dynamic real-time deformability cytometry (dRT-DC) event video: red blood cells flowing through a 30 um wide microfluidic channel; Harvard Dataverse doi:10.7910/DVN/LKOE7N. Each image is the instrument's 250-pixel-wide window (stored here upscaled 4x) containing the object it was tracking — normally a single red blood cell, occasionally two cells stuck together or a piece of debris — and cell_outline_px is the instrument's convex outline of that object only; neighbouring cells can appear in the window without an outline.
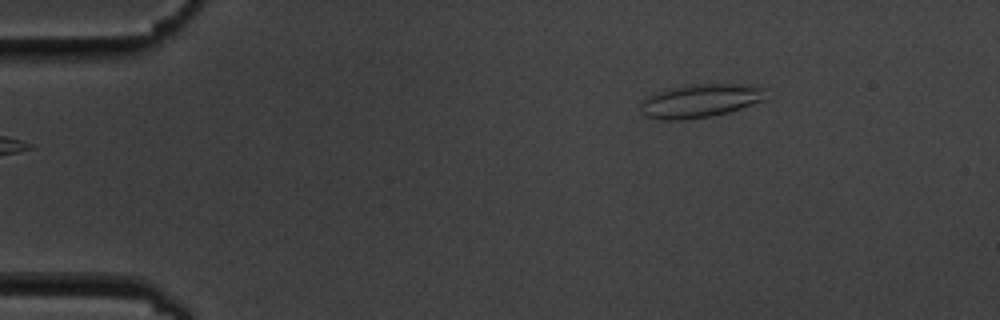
{"species": "common noctule bat (a hibernating species)", "species_latin": "Nyctalus noctula", "temperature_condition": "cold", "stored_images_in_passage": 10, "camera_frame_rate_fps": 3000, "um_per_image_px": 0.085, "animal": {"sex": "male", "body_mass_g": 19.5, "forearm_length_mm": 54.6}, "frame": {"image": 1, "passage_image": 1, "time_ms": 0.0, "image_size_px": [1000, 320], "cell_outline_px": [[768, 100], [728, 112], [712, 116], [684, 120], [660, 120], [644, 116], [640, 108], [644, 96], [652, 92], [684, 84], [736, 84], [764, 88]], "centroid_in_image_um": [59.47, 8.57], "position_along_channel_um": 25.5, "area_um2": 24.97}}
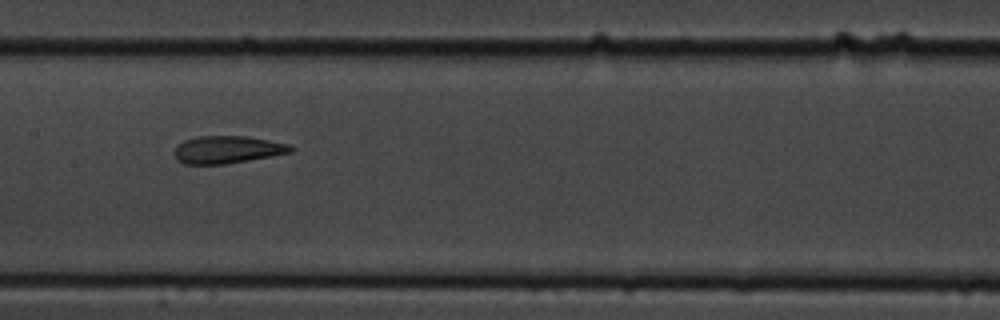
{"frame": {"image": 2, "passage_image": 6, "time_ms": 6.667, "image_size_px": [1000, 320], "cell_outline_px": [[296, 148], [292, 152], [272, 156], [224, 164], [184, 164], [176, 160], [176, 148], [184, 140], [196, 136], [244, 136], [268, 140], [288, 144]], "centroid_in_image_um": [19.34, 12.72], "position_along_channel_um": 188.1, "area_um2": 18.5}}
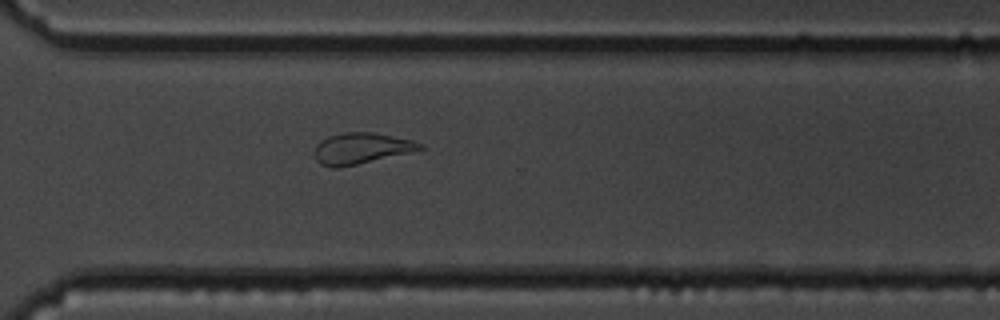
{"frame": {"image": 3, "passage_image": 10, "time_ms": 11.0, "image_size_px": [1000, 320], "cell_outline_px": [[424, 148], [412, 152], [340, 168], [332, 168], [320, 164], [316, 160], [312, 152], [316, 144], [320, 140], [328, 136], [344, 132], [372, 132], [412, 140], [424, 144]], "centroid_in_image_um": [30.65, 12.62], "position_along_channel_um": 339.9, "area_um2": 19.36}}